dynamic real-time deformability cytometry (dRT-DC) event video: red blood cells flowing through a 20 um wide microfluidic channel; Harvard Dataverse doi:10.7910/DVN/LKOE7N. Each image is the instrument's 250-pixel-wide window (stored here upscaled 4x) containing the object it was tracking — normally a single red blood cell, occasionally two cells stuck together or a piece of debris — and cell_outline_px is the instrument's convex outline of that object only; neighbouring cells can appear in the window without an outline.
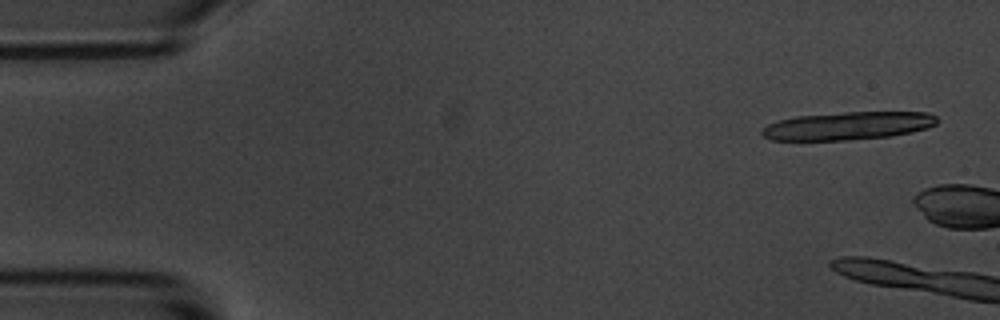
{"species": "common noctule bat (a hibernating species)", "species_latin": "Nyctalus noctula", "temperature_condition": "room temperature", "stored_images_in_passage": 2, "camera_frame_rate_fps": 3000, "um_per_image_px": 0.085, "animal": {"sex": "male", "body_mass_g": 20.1, "forearm_length_mm": 53.5}, "frame": {"image": 1, "passage_image": 1, "time_ms": 0.0, "image_size_px": [1000, 320], "cell_outline_px": [[940, 120], [936, 124], [928, 128], [912, 132], [892, 136], [848, 140], [772, 140], [764, 136], [760, 132], [760, 128], [768, 124], [780, 120], [796, 116], [844, 112], [928, 112], [936, 116]], "centroid_in_image_um": [72.1, 10.69], "position_along_channel_um": 12.9, "area_um2": 28.78}}